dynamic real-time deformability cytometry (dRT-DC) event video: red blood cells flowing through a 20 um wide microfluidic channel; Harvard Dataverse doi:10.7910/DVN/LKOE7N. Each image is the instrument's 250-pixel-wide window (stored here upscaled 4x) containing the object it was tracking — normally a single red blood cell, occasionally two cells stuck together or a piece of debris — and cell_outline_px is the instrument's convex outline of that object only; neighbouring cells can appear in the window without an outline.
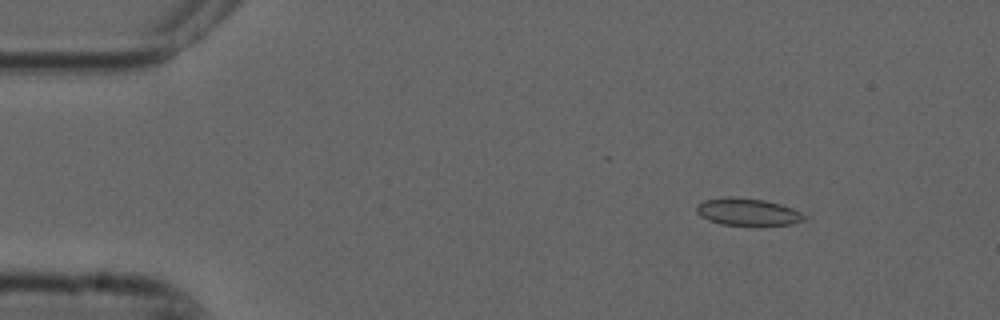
{"species": "common noctule bat (a hibernating species)", "species_latin": "Nyctalus noctula", "temperature_condition": "cold", "stored_images_in_passage": 54, "camera_frame_rate_fps": 3000, "um_per_image_px": 0.085, "animal": {"sex": "male", "forearm_length_mm": 52.5}, "frame": {"image": 1, "passage_image": 7, "time_ms": 2.0, "image_size_px": [1000, 320], "cell_outline_px": [[812, 216], [804, 220], [792, 224], [756, 228], [752, 228], [720, 224], [708, 220], [700, 216], [696, 212], [696, 204], [704, 200], [728, 196], [736, 196], [764, 200], [780, 204], [792, 208]], "centroid_in_image_um": [63.6, 18.06], "position_along_channel_um": 21.4, "area_um2": 18.26}}
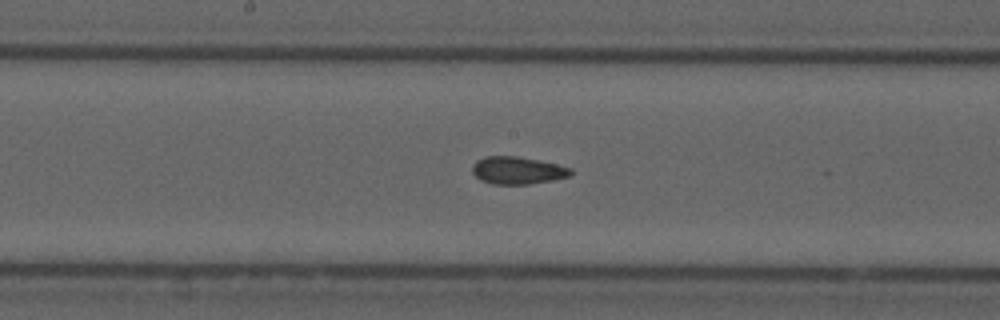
{"frame": {"image": 2, "passage_image": 28, "time_ms": 9.0, "image_size_px": [1000, 320], "cell_outline_px": [[572, 176], [552, 180], [528, 184], [492, 184], [480, 180], [472, 172], [472, 164], [476, 160], [484, 156], [516, 156], [556, 164], [572, 168]], "centroid_in_image_um": [43.97, 14.48], "position_along_channel_um": 204.2, "area_um2": 15.78}}
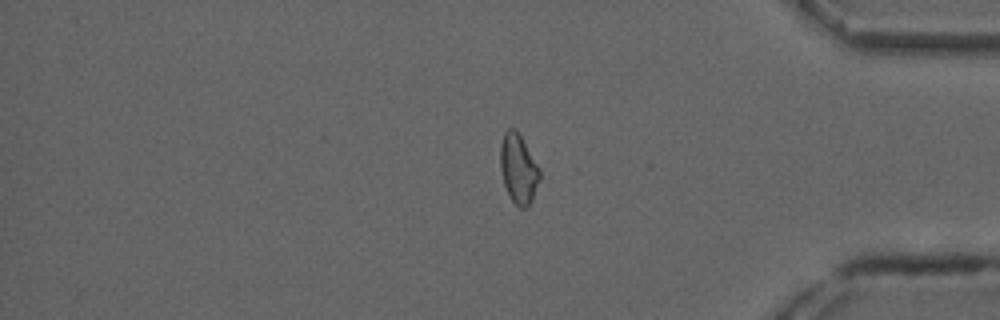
{"frame": {"image": 3, "passage_image": 45, "time_ms": 14.667, "image_size_px": [1000, 320], "cell_outline_px": [[540, 180], [532, 200], [524, 208], [520, 208], [512, 200], [504, 184], [500, 168], [500, 144], [504, 132], [508, 128], [512, 128], [520, 136], [540, 168]], "centroid_in_image_um": [44.06, 14.35], "position_along_channel_um": 391.1, "area_um2": 15.72}, "authors_computed_cell_mechanics": {"area_um2": 16.0684, "velocity_mm_per_s": 3.7419, "shape_relaxation_time_tau1_ms": null, "shape_relaxation_time_tau2_ms": 2.0488, "deformation_change_tau1": null, "deformation_change_tau2": 0.0738}}